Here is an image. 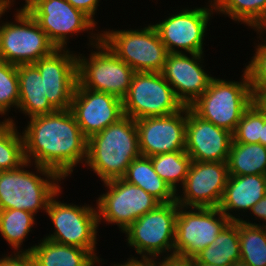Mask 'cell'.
Here are the masks:
<instances>
[{"label": "cell", "mask_w": 266, "mask_h": 266, "mask_svg": "<svg viewBox=\"0 0 266 266\" xmlns=\"http://www.w3.org/2000/svg\"><path fill=\"white\" fill-rule=\"evenodd\" d=\"M229 177L227 162L192 161L176 202L183 207H219Z\"/></svg>", "instance_id": "14"}, {"label": "cell", "mask_w": 266, "mask_h": 266, "mask_svg": "<svg viewBox=\"0 0 266 266\" xmlns=\"http://www.w3.org/2000/svg\"><path fill=\"white\" fill-rule=\"evenodd\" d=\"M178 204L160 203L135 220L123 231L128 237V245L135 248L137 254L156 259L165 252L174 254V240ZM172 249V250H171Z\"/></svg>", "instance_id": "10"}, {"label": "cell", "mask_w": 266, "mask_h": 266, "mask_svg": "<svg viewBox=\"0 0 266 266\" xmlns=\"http://www.w3.org/2000/svg\"><path fill=\"white\" fill-rule=\"evenodd\" d=\"M160 262H155V266H194L193 257H184L177 254H166Z\"/></svg>", "instance_id": "36"}, {"label": "cell", "mask_w": 266, "mask_h": 266, "mask_svg": "<svg viewBox=\"0 0 266 266\" xmlns=\"http://www.w3.org/2000/svg\"><path fill=\"white\" fill-rule=\"evenodd\" d=\"M227 165L229 175H266V147L232 140Z\"/></svg>", "instance_id": "26"}, {"label": "cell", "mask_w": 266, "mask_h": 266, "mask_svg": "<svg viewBox=\"0 0 266 266\" xmlns=\"http://www.w3.org/2000/svg\"><path fill=\"white\" fill-rule=\"evenodd\" d=\"M258 101L260 102V104L266 109V93H264L259 99Z\"/></svg>", "instance_id": "42"}, {"label": "cell", "mask_w": 266, "mask_h": 266, "mask_svg": "<svg viewBox=\"0 0 266 266\" xmlns=\"http://www.w3.org/2000/svg\"><path fill=\"white\" fill-rule=\"evenodd\" d=\"M122 179L132 185L139 186L160 203L176 201V193L155 172L149 157L139 156L134 159Z\"/></svg>", "instance_id": "24"}, {"label": "cell", "mask_w": 266, "mask_h": 266, "mask_svg": "<svg viewBox=\"0 0 266 266\" xmlns=\"http://www.w3.org/2000/svg\"><path fill=\"white\" fill-rule=\"evenodd\" d=\"M209 6L183 9L153 25L169 53H182L178 50L181 48L185 53L203 54L204 33L212 12H215L212 3Z\"/></svg>", "instance_id": "15"}, {"label": "cell", "mask_w": 266, "mask_h": 266, "mask_svg": "<svg viewBox=\"0 0 266 266\" xmlns=\"http://www.w3.org/2000/svg\"><path fill=\"white\" fill-rule=\"evenodd\" d=\"M266 31V26L262 29V31H257V34H258V32H260L261 34H259L260 36L262 35V33L264 34V32L263 31Z\"/></svg>", "instance_id": "45"}, {"label": "cell", "mask_w": 266, "mask_h": 266, "mask_svg": "<svg viewBox=\"0 0 266 266\" xmlns=\"http://www.w3.org/2000/svg\"><path fill=\"white\" fill-rule=\"evenodd\" d=\"M188 209L178 205L174 254L194 258L215 241L231 220L218 207Z\"/></svg>", "instance_id": "12"}, {"label": "cell", "mask_w": 266, "mask_h": 266, "mask_svg": "<svg viewBox=\"0 0 266 266\" xmlns=\"http://www.w3.org/2000/svg\"><path fill=\"white\" fill-rule=\"evenodd\" d=\"M65 49H56L34 65L44 78L45 94L56 110L70 109L78 82L77 55Z\"/></svg>", "instance_id": "18"}, {"label": "cell", "mask_w": 266, "mask_h": 266, "mask_svg": "<svg viewBox=\"0 0 266 266\" xmlns=\"http://www.w3.org/2000/svg\"><path fill=\"white\" fill-rule=\"evenodd\" d=\"M13 255L3 256L4 258L0 259V266H36L30 253H15Z\"/></svg>", "instance_id": "35"}, {"label": "cell", "mask_w": 266, "mask_h": 266, "mask_svg": "<svg viewBox=\"0 0 266 266\" xmlns=\"http://www.w3.org/2000/svg\"><path fill=\"white\" fill-rule=\"evenodd\" d=\"M28 124L22 133L26 161L34 159V165L51 169L63 179L79 162H86L87 138L70 109L32 117Z\"/></svg>", "instance_id": "1"}, {"label": "cell", "mask_w": 266, "mask_h": 266, "mask_svg": "<svg viewBox=\"0 0 266 266\" xmlns=\"http://www.w3.org/2000/svg\"><path fill=\"white\" fill-rule=\"evenodd\" d=\"M25 10L57 49H65L67 37L80 31H93L96 23L66 0H25Z\"/></svg>", "instance_id": "13"}, {"label": "cell", "mask_w": 266, "mask_h": 266, "mask_svg": "<svg viewBox=\"0 0 266 266\" xmlns=\"http://www.w3.org/2000/svg\"><path fill=\"white\" fill-rule=\"evenodd\" d=\"M89 39L93 48L90 58L77 56L78 83L93 91L105 92L123 100L128 93L134 70L119 59L101 40V34ZM93 38V39H92ZM94 42V43H93ZM95 46V47H94Z\"/></svg>", "instance_id": "5"}, {"label": "cell", "mask_w": 266, "mask_h": 266, "mask_svg": "<svg viewBox=\"0 0 266 266\" xmlns=\"http://www.w3.org/2000/svg\"><path fill=\"white\" fill-rule=\"evenodd\" d=\"M233 266H251L241 260H239L238 262H236Z\"/></svg>", "instance_id": "44"}, {"label": "cell", "mask_w": 266, "mask_h": 266, "mask_svg": "<svg viewBox=\"0 0 266 266\" xmlns=\"http://www.w3.org/2000/svg\"><path fill=\"white\" fill-rule=\"evenodd\" d=\"M30 165L26 161L16 169L0 171V210L19 209L34 215L39 209L46 212L50 199L61 190L58 182L63 178L58 173L36 165L37 173L46 177L41 178L24 169Z\"/></svg>", "instance_id": "3"}, {"label": "cell", "mask_w": 266, "mask_h": 266, "mask_svg": "<svg viewBox=\"0 0 266 266\" xmlns=\"http://www.w3.org/2000/svg\"><path fill=\"white\" fill-rule=\"evenodd\" d=\"M241 81L213 77L207 90L189 108L202 119L233 134L244 111L255 100L246 69Z\"/></svg>", "instance_id": "4"}, {"label": "cell", "mask_w": 266, "mask_h": 266, "mask_svg": "<svg viewBox=\"0 0 266 266\" xmlns=\"http://www.w3.org/2000/svg\"><path fill=\"white\" fill-rule=\"evenodd\" d=\"M14 2V0H0V15L7 12L9 7L12 5L11 3Z\"/></svg>", "instance_id": "40"}, {"label": "cell", "mask_w": 266, "mask_h": 266, "mask_svg": "<svg viewBox=\"0 0 266 266\" xmlns=\"http://www.w3.org/2000/svg\"><path fill=\"white\" fill-rule=\"evenodd\" d=\"M213 9L234 21L262 31L266 26V0H210Z\"/></svg>", "instance_id": "27"}, {"label": "cell", "mask_w": 266, "mask_h": 266, "mask_svg": "<svg viewBox=\"0 0 266 266\" xmlns=\"http://www.w3.org/2000/svg\"><path fill=\"white\" fill-rule=\"evenodd\" d=\"M69 2L74 8H77L83 11L87 16H89L95 23L94 15L99 6L100 0H66Z\"/></svg>", "instance_id": "37"}, {"label": "cell", "mask_w": 266, "mask_h": 266, "mask_svg": "<svg viewBox=\"0 0 266 266\" xmlns=\"http://www.w3.org/2000/svg\"><path fill=\"white\" fill-rule=\"evenodd\" d=\"M232 133L197 116L187 106L185 152L192 161L227 162Z\"/></svg>", "instance_id": "19"}, {"label": "cell", "mask_w": 266, "mask_h": 266, "mask_svg": "<svg viewBox=\"0 0 266 266\" xmlns=\"http://www.w3.org/2000/svg\"><path fill=\"white\" fill-rule=\"evenodd\" d=\"M251 211L254 216L265 222V224H262L266 227V195L254 206H252L250 212Z\"/></svg>", "instance_id": "39"}, {"label": "cell", "mask_w": 266, "mask_h": 266, "mask_svg": "<svg viewBox=\"0 0 266 266\" xmlns=\"http://www.w3.org/2000/svg\"><path fill=\"white\" fill-rule=\"evenodd\" d=\"M141 260L134 257L127 259L128 261L123 264H114V266H155V259L147 256H141Z\"/></svg>", "instance_id": "38"}, {"label": "cell", "mask_w": 266, "mask_h": 266, "mask_svg": "<svg viewBox=\"0 0 266 266\" xmlns=\"http://www.w3.org/2000/svg\"><path fill=\"white\" fill-rule=\"evenodd\" d=\"M141 156L134 119L124 116L87 139L88 165L105 182L122 178L132 161Z\"/></svg>", "instance_id": "2"}, {"label": "cell", "mask_w": 266, "mask_h": 266, "mask_svg": "<svg viewBox=\"0 0 266 266\" xmlns=\"http://www.w3.org/2000/svg\"><path fill=\"white\" fill-rule=\"evenodd\" d=\"M19 104V81L17 65L0 60V114L8 113Z\"/></svg>", "instance_id": "33"}, {"label": "cell", "mask_w": 266, "mask_h": 266, "mask_svg": "<svg viewBox=\"0 0 266 266\" xmlns=\"http://www.w3.org/2000/svg\"><path fill=\"white\" fill-rule=\"evenodd\" d=\"M60 193L59 190L50 199L46 210L56 230L45 239L88 250L99 264L100 259L95 253L99 226L97 209L89 205L61 203L55 199Z\"/></svg>", "instance_id": "9"}, {"label": "cell", "mask_w": 266, "mask_h": 266, "mask_svg": "<svg viewBox=\"0 0 266 266\" xmlns=\"http://www.w3.org/2000/svg\"><path fill=\"white\" fill-rule=\"evenodd\" d=\"M15 21L0 25V60L14 65L34 64L57 48L23 7L16 11Z\"/></svg>", "instance_id": "6"}, {"label": "cell", "mask_w": 266, "mask_h": 266, "mask_svg": "<svg viewBox=\"0 0 266 266\" xmlns=\"http://www.w3.org/2000/svg\"><path fill=\"white\" fill-rule=\"evenodd\" d=\"M34 217L33 213L24 210H0V234L14 248V252L16 250L17 253H23L19 248L31 231Z\"/></svg>", "instance_id": "31"}, {"label": "cell", "mask_w": 266, "mask_h": 266, "mask_svg": "<svg viewBox=\"0 0 266 266\" xmlns=\"http://www.w3.org/2000/svg\"><path fill=\"white\" fill-rule=\"evenodd\" d=\"M183 107L161 72H134L128 93L123 99L124 115L134 120L167 116Z\"/></svg>", "instance_id": "8"}, {"label": "cell", "mask_w": 266, "mask_h": 266, "mask_svg": "<svg viewBox=\"0 0 266 266\" xmlns=\"http://www.w3.org/2000/svg\"><path fill=\"white\" fill-rule=\"evenodd\" d=\"M141 156L185 151L187 106L180 111L135 120Z\"/></svg>", "instance_id": "16"}, {"label": "cell", "mask_w": 266, "mask_h": 266, "mask_svg": "<svg viewBox=\"0 0 266 266\" xmlns=\"http://www.w3.org/2000/svg\"><path fill=\"white\" fill-rule=\"evenodd\" d=\"M240 260L251 266H266V227L239 220Z\"/></svg>", "instance_id": "28"}, {"label": "cell", "mask_w": 266, "mask_h": 266, "mask_svg": "<svg viewBox=\"0 0 266 266\" xmlns=\"http://www.w3.org/2000/svg\"><path fill=\"white\" fill-rule=\"evenodd\" d=\"M70 111L87 139L125 116L123 100L105 92L83 88L78 82Z\"/></svg>", "instance_id": "17"}, {"label": "cell", "mask_w": 266, "mask_h": 266, "mask_svg": "<svg viewBox=\"0 0 266 266\" xmlns=\"http://www.w3.org/2000/svg\"><path fill=\"white\" fill-rule=\"evenodd\" d=\"M266 40V37H265ZM257 45L256 53L245 66L249 75L250 84L255 100H258L264 93H266V41Z\"/></svg>", "instance_id": "34"}, {"label": "cell", "mask_w": 266, "mask_h": 266, "mask_svg": "<svg viewBox=\"0 0 266 266\" xmlns=\"http://www.w3.org/2000/svg\"><path fill=\"white\" fill-rule=\"evenodd\" d=\"M266 195V175H229L219 209L231 220L237 221L230 213L236 210H251ZM233 210V211H232Z\"/></svg>", "instance_id": "21"}, {"label": "cell", "mask_w": 266, "mask_h": 266, "mask_svg": "<svg viewBox=\"0 0 266 266\" xmlns=\"http://www.w3.org/2000/svg\"><path fill=\"white\" fill-rule=\"evenodd\" d=\"M108 192L97 199L98 223L103 219L108 224H117L123 232L135 220L154 210L160 202L139 186L122 178L103 182Z\"/></svg>", "instance_id": "11"}, {"label": "cell", "mask_w": 266, "mask_h": 266, "mask_svg": "<svg viewBox=\"0 0 266 266\" xmlns=\"http://www.w3.org/2000/svg\"><path fill=\"white\" fill-rule=\"evenodd\" d=\"M15 124L12 118L0 122V171L16 169L26 162L23 136Z\"/></svg>", "instance_id": "29"}, {"label": "cell", "mask_w": 266, "mask_h": 266, "mask_svg": "<svg viewBox=\"0 0 266 266\" xmlns=\"http://www.w3.org/2000/svg\"><path fill=\"white\" fill-rule=\"evenodd\" d=\"M101 40L135 72H161L169 54L153 25L142 30H109Z\"/></svg>", "instance_id": "7"}, {"label": "cell", "mask_w": 266, "mask_h": 266, "mask_svg": "<svg viewBox=\"0 0 266 266\" xmlns=\"http://www.w3.org/2000/svg\"><path fill=\"white\" fill-rule=\"evenodd\" d=\"M266 120V109L258 100L244 111L235 131L233 132V141L238 143H260L262 138V127Z\"/></svg>", "instance_id": "32"}, {"label": "cell", "mask_w": 266, "mask_h": 266, "mask_svg": "<svg viewBox=\"0 0 266 266\" xmlns=\"http://www.w3.org/2000/svg\"><path fill=\"white\" fill-rule=\"evenodd\" d=\"M194 266H233V265H214V264H206V263H194Z\"/></svg>", "instance_id": "43"}, {"label": "cell", "mask_w": 266, "mask_h": 266, "mask_svg": "<svg viewBox=\"0 0 266 266\" xmlns=\"http://www.w3.org/2000/svg\"><path fill=\"white\" fill-rule=\"evenodd\" d=\"M260 144L266 147V120L264 121V124L262 127V138H260Z\"/></svg>", "instance_id": "41"}, {"label": "cell", "mask_w": 266, "mask_h": 266, "mask_svg": "<svg viewBox=\"0 0 266 266\" xmlns=\"http://www.w3.org/2000/svg\"><path fill=\"white\" fill-rule=\"evenodd\" d=\"M155 172L177 194V184L183 186L187 177L192 159L185 151H175L157 154L149 157Z\"/></svg>", "instance_id": "30"}, {"label": "cell", "mask_w": 266, "mask_h": 266, "mask_svg": "<svg viewBox=\"0 0 266 266\" xmlns=\"http://www.w3.org/2000/svg\"><path fill=\"white\" fill-rule=\"evenodd\" d=\"M30 253L36 266H95L98 260L88 251L43 238L39 245L23 250Z\"/></svg>", "instance_id": "23"}, {"label": "cell", "mask_w": 266, "mask_h": 266, "mask_svg": "<svg viewBox=\"0 0 266 266\" xmlns=\"http://www.w3.org/2000/svg\"><path fill=\"white\" fill-rule=\"evenodd\" d=\"M239 260V220L230 221L215 241L194 257V263L214 265H234Z\"/></svg>", "instance_id": "25"}, {"label": "cell", "mask_w": 266, "mask_h": 266, "mask_svg": "<svg viewBox=\"0 0 266 266\" xmlns=\"http://www.w3.org/2000/svg\"><path fill=\"white\" fill-rule=\"evenodd\" d=\"M19 81L18 109L29 118L57 111L45 94L44 78L34 64L17 65Z\"/></svg>", "instance_id": "22"}, {"label": "cell", "mask_w": 266, "mask_h": 266, "mask_svg": "<svg viewBox=\"0 0 266 266\" xmlns=\"http://www.w3.org/2000/svg\"><path fill=\"white\" fill-rule=\"evenodd\" d=\"M169 53L161 71L163 78L173 88L176 97L184 106H190L208 88L213 77L202 69V55Z\"/></svg>", "instance_id": "20"}]
</instances>
